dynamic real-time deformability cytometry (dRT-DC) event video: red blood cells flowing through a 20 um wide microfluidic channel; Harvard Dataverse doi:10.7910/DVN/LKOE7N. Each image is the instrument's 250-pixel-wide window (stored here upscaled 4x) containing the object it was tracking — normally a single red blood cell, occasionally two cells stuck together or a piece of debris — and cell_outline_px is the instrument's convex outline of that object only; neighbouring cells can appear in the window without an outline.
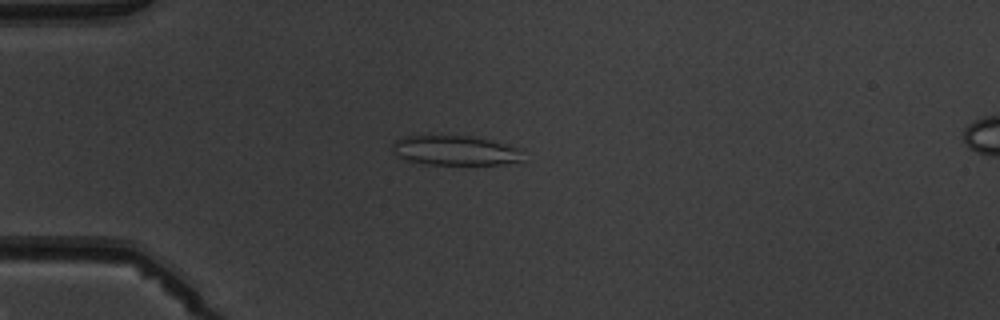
{"species": "common noctule bat (a hibernating species)", "species_latin": "Nyctalus noctula", "temperature_condition": "warm", "stored_images_in_passage": 6, "camera_frame_rate_fps": 3000, "um_per_image_px": 0.085, "animal": {"sex": "male", "body_mass_g": 19.5, "forearm_length_mm": 54.6}, "frame": {"image": 1, "passage_image": 4, "time_ms": 4.333, "image_size_px": [1000, 320], "cell_outline_px": [[524, 148], [520, 160], [500, 164], [428, 164], [408, 160], [392, 152], [392, 144], [396, 140], [404, 136], [472, 136]], "centroid_in_image_um": [38.71, 12.78], "position_along_channel_um": 46.3, "area_um2": 22.37}}
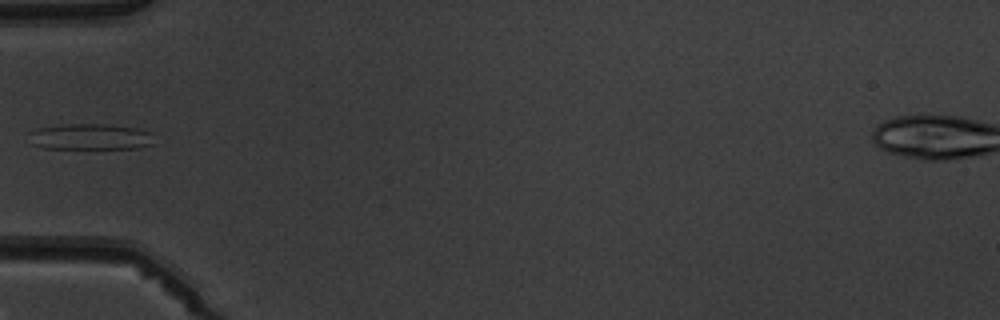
{"frame": {"image": 2, "passage_image": 5, "time_ms": 5.667, "image_size_px": [1000, 320], "cell_outline_px": [[152, 144], [140, 148], [44, 148], [28, 144], [28, 132], [36, 128], [64, 124], [100, 124], [136, 128], [152, 132]], "centroid_in_image_um": [7.59, 11.63], "position_along_channel_um": 77.4, "area_um2": 19.13}}
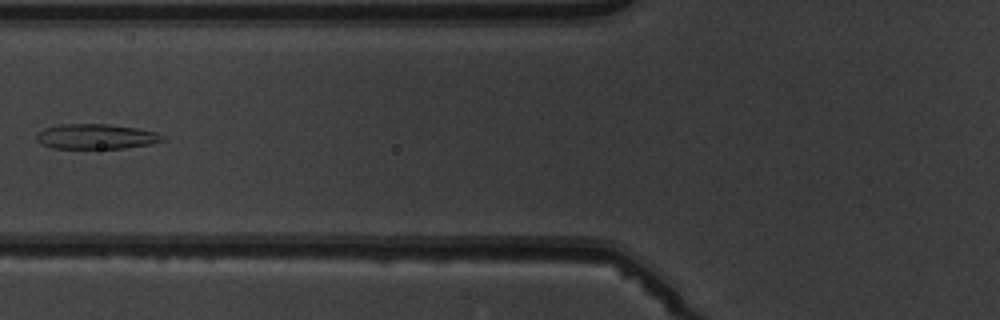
{"frame": {"image": 3, "passage_image": 6, "time_ms": 6.667, "image_size_px": [1000, 320], "cell_outline_px": [[164, 140], [148, 144], [124, 148], [52, 148], [40, 144], [36, 140], [36, 132], [44, 128], [60, 124], [108, 124], [136, 128], [156, 132], [164, 136]], "centroid_in_image_um": [8.1, 11.6], "position_along_channel_um": 117.7, "area_um2": 18.38}}